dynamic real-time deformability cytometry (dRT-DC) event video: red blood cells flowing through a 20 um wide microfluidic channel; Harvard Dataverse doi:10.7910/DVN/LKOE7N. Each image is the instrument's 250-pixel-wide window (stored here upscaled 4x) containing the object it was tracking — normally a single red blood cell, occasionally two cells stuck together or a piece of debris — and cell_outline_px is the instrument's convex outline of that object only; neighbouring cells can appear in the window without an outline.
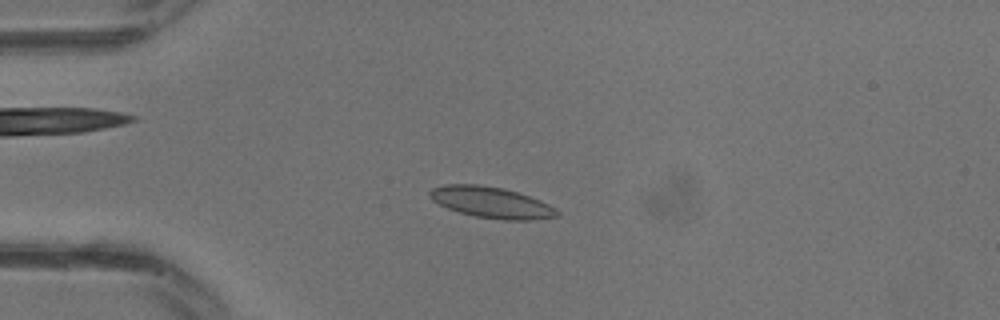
{"species": "common noctule bat (a hibernating species)", "species_latin": "Nyctalus noctula", "temperature_condition": "warm", "stored_images_in_passage": 22, "camera_frame_rate_fps": 3000, "um_per_image_px": 0.085, "animal": {"sex": "male", "body_mass_g": 13.3}, "frame": {"image": 1, "passage_image": 9, "time_ms": 2.667, "image_size_px": [1000, 320], "cell_outline_px": [[560, 216], [528, 220], [504, 220], [476, 216], [460, 212], [448, 208], [432, 200], [428, 196], [428, 192], [432, 188], [444, 184], [476, 184], [504, 188], [540, 200], [556, 208], [560, 212]], "centroid_in_image_um": [41.76, 17.2], "position_along_channel_um": 43.2, "area_um2": 23.0}}
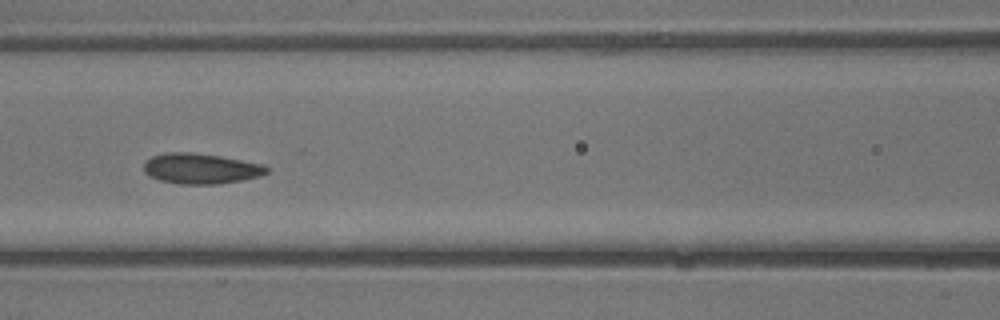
{"frame": {"image": 2, "passage_image": 15, "time_ms": 4.667, "image_size_px": [1000, 320], "cell_outline_px": [[268, 172], [260, 176], [220, 184], [180, 184], [160, 180], [148, 176], [144, 172], [144, 164], [152, 156], [168, 152], [192, 152], [220, 156], [260, 164], [268, 168]], "centroid_in_image_um": [17.03, 14.33], "position_along_channel_um": 149.6, "area_um2": 21.62}}
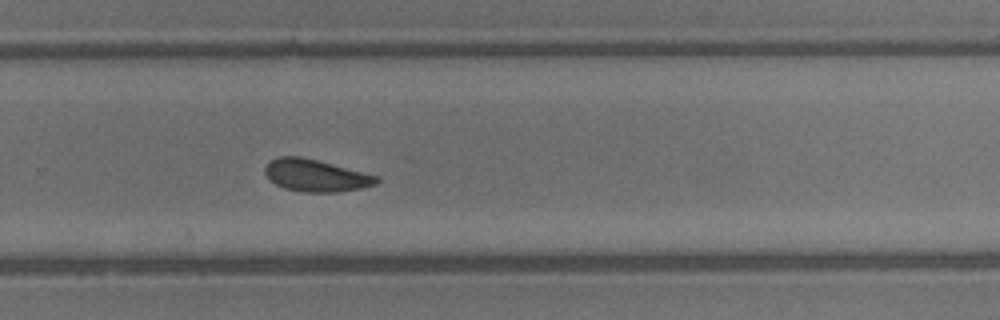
{"frame": {"image": 3, "passage_image": 22, "time_ms": 7.0, "image_size_px": [1000, 320], "cell_outline_px": [[380, 180], [376, 184], [360, 188], [340, 192], [304, 192], [284, 188], [276, 184], [264, 172], [264, 168], [268, 160], [276, 156], [300, 156], [380, 176]], "centroid_in_image_um": [26.83, 14.91], "position_along_channel_um": 303.0, "area_um2": 20.92}}